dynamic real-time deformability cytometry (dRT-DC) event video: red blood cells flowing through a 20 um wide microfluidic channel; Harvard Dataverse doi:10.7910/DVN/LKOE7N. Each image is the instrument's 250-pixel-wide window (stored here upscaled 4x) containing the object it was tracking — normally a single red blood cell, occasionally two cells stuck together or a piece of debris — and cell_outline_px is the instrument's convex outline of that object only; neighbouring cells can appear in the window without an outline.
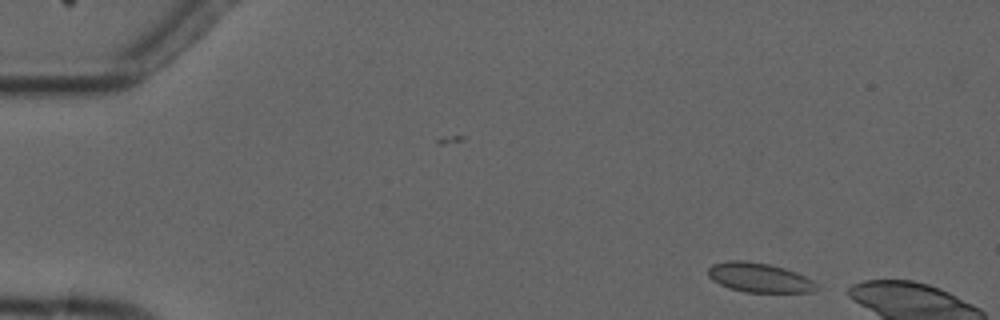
{"species": "common noctule bat (a hibernating species)", "species_latin": "Nyctalus noctula", "temperature_condition": "cold", "stored_images_in_passage": 3, "camera_frame_rate_fps": 3000, "um_per_image_px": 0.085, "animal": {"sex": "male", "forearm_length_mm": 52.5}, "frame": {"image": 1, "passage_image": 1, "time_ms": 0.0, "image_size_px": [1000, 320], "cell_outline_px": [[820, 288], [812, 292], [744, 292], [728, 288], [712, 280], [708, 276], [708, 268], [712, 264], [728, 260], [744, 260], [768, 264], [784, 268], [796, 272], [820, 284]], "centroid_in_image_um": [64.55, 23.6], "position_along_channel_um": 20.5, "area_um2": 18.79}}